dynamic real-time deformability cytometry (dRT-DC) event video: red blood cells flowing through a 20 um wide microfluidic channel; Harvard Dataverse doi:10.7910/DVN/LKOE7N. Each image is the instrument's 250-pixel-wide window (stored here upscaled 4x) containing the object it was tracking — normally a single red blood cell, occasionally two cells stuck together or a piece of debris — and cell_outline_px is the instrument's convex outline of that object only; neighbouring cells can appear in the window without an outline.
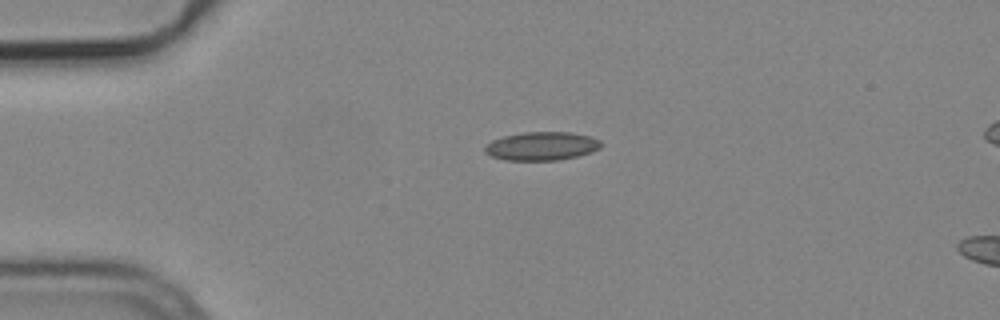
{"species": "common noctule bat (a hibernating species)", "species_latin": "Nyctalus noctula", "temperature_condition": "cold", "stored_images_in_passage": 6, "camera_frame_rate_fps": 3000, "um_per_image_px": 0.085, "animal": {"sex": "male", "body_mass_g": 19.2, "forearm_length_mm": 51.8}, "frame": {"image": 1, "passage_image": 2, "time_ms": 0.333, "image_size_px": [1000, 320], "cell_outline_px": [[600, 148], [592, 152], [576, 156], [556, 160], [504, 160], [492, 156], [484, 152], [484, 148], [492, 140], [504, 136], [524, 132], [572, 132], [592, 136], [600, 140]], "centroid_in_image_um": [46.05, 12.41], "position_along_channel_um": 38.9, "area_um2": 19.25}}